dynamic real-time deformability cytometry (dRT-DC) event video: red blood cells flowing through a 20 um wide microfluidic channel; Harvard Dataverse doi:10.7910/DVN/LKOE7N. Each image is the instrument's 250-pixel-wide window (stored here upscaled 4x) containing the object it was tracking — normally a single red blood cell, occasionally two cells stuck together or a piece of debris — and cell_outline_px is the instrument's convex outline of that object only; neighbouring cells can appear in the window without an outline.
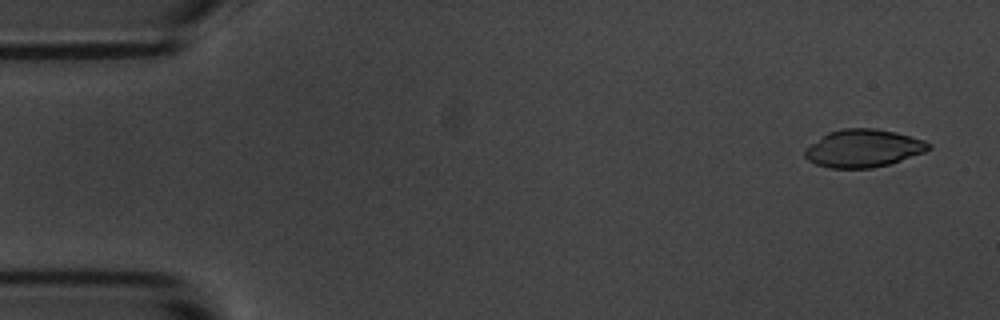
{"species": "common noctule bat (a hibernating species)", "species_latin": "Nyctalus noctula", "temperature_condition": "room temperature", "stored_images_in_passage": 5, "camera_frame_rate_fps": 3000, "um_per_image_px": 0.085, "animal": {"sex": "male", "body_mass_g": 20.1, "forearm_length_mm": 53.5}, "frame": {"image": 1, "passage_image": 1, "time_ms": 0.0, "image_size_px": [1000, 320], "cell_outline_px": [[932, 148], [924, 152], [888, 164], [872, 168], [828, 168], [816, 164], [808, 160], [804, 156], [804, 148], [828, 132], [840, 128], [876, 128], [896, 132], [924, 140], [932, 144]], "centroid_in_image_um": [73.36, 12.6], "position_along_channel_um": 11.6, "area_um2": 27.34}}